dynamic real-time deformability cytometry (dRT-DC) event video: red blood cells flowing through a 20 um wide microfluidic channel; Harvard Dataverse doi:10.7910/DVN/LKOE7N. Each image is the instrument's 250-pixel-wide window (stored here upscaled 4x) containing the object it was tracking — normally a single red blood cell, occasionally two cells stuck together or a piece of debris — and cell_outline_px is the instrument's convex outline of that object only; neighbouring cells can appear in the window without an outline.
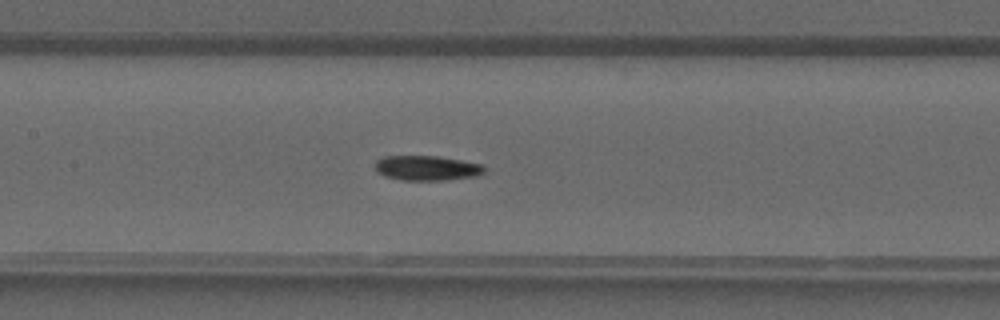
{"species": "common noctule bat (a hibernating species)", "species_latin": "Nyctalus noctula", "temperature_condition": "warm", "stored_images_in_passage": 40, "camera_frame_rate_fps": 3000, "um_per_image_px": 0.085, "animal": {"sex": "male", "forearm_length_mm": 52.5}, "frame": {"image": 1, "passage_image": 19, "time_ms": 6.0, "image_size_px": [1000, 320], "cell_outline_px": [[488, 168], [480, 176], [448, 180], [400, 180], [384, 176], [376, 172], [376, 160], [384, 156], [436, 156], [484, 164]], "centroid_in_image_um": [36.34, 14.29], "position_along_channel_um": 171.1, "area_um2": 16.13}}
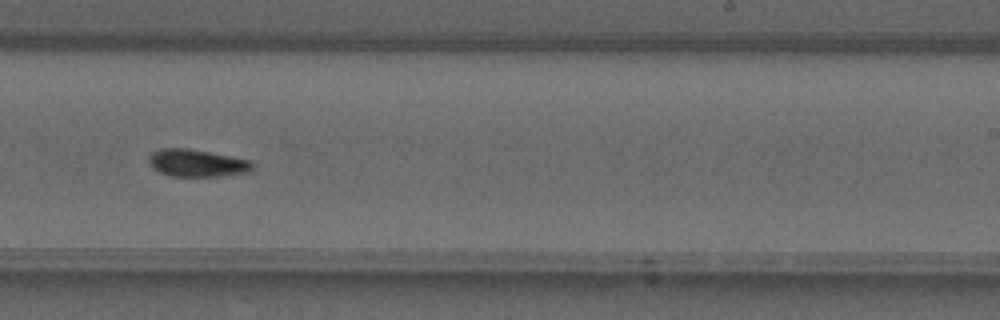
{"frame": {"image": 2, "passage_image": 25, "time_ms": 8.0, "image_size_px": [1000, 320], "cell_outline_px": [[252, 168], [248, 172], [224, 176], [172, 176], [160, 172], [148, 160], [148, 156], [152, 152], [160, 148], [184, 148], [208, 152], [248, 160], [252, 164]], "centroid_in_image_um": [16.71, 13.86], "position_along_channel_um": 272.3, "area_um2": 16.13}}
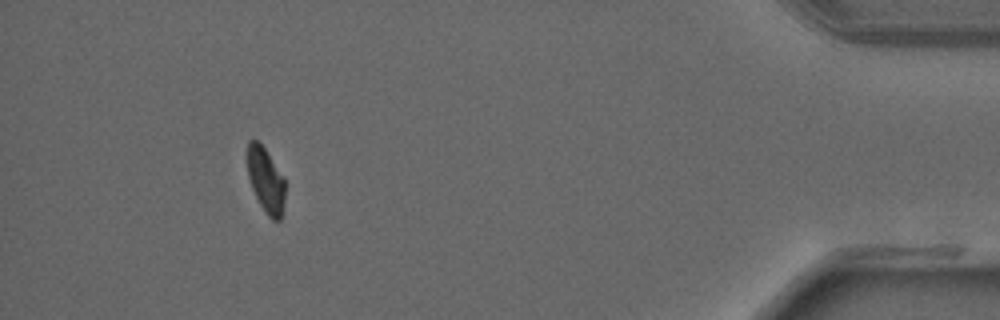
{"frame": {"image": 3, "passage_image": 37, "time_ms": 12.0, "image_size_px": [1000, 320], "cell_outline_px": [[284, 200], [280, 220], [272, 220], [268, 216], [260, 204], [252, 188], [248, 176], [248, 140], [256, 140], [264, 148], [284, 176]], "centroid_in_image_um": [22.6, 15.32], "position_along_channel_um": 412.6, "area_um2": 13.99}}